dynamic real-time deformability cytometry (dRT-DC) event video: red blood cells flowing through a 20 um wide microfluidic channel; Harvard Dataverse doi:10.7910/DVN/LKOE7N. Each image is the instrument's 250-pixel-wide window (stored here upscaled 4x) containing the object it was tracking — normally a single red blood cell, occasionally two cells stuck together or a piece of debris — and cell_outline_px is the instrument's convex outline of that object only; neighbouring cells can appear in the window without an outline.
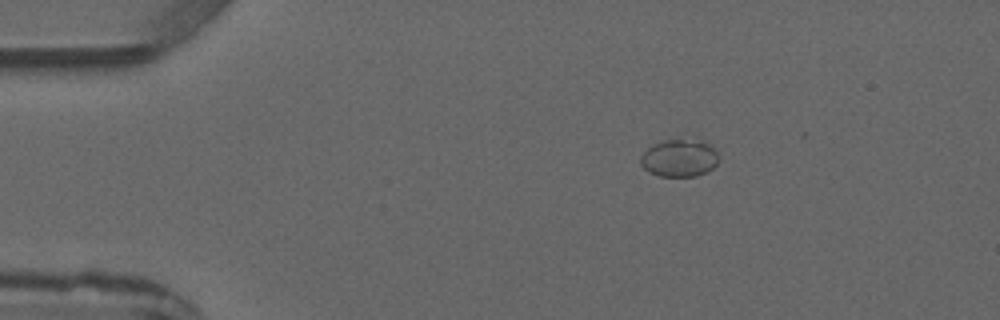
{"species": "common noctule bat (a hibernating species)", "species_latin": "Nyctalus noctula", "temperature_condition": "warm", "stored_images_in_passage": 3, "camera_frame_rate_fps": 3000, "um_per_image_px": 0.085, "animal": {"sex": "male", "forearm_length_mm": 52.5}, "frame": {"image": 1, "passage_image": 2, "time_ms": 1.667, "image_size_px": [1000, 320], "cell_outline_px": [[716, 164], [712, 168], [696, 176], [660, 176], [648, 172], [640, 164], [640, 156], [652, 144], [664, 140], [704, 140], [712, 144], [716, 152]], "centroid_in_image_um": [57.72, 13.42], "position_along_channel_um": 27.3, "area_um2": 16.99}}